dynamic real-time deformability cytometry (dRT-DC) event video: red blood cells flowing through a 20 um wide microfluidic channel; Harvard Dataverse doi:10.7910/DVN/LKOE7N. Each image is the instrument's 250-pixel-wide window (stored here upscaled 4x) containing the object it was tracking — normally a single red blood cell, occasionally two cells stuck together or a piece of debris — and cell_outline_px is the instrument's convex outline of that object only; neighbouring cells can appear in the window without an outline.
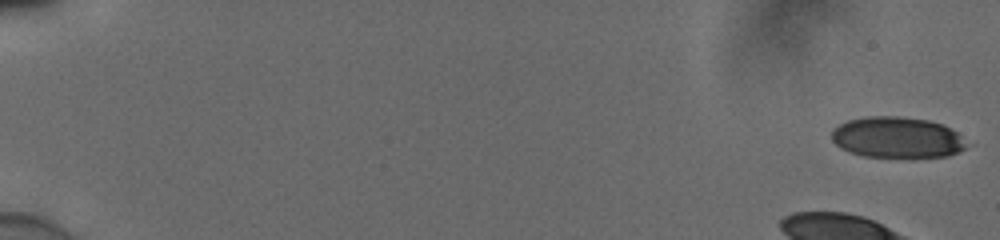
{"species": "human", "species_latin": "Homo sapiens", "temperature_condition": "cold", "stored_images_in_passage": 55, "camera_frame_rate_fps": 3000, "um_per_image_px": 0.085, "donor": {"sex": "male"}, "frame": {"image": 1, "passage_image": 1, "time_ms": 0.0, "image_size_px": [1000, 240], "cell_outline_px": [[976, 144], [968, 148], [948, 156], [864, 156], [840, 148], [832, 140], [832, 128], [848, 120], [864, 116], [896, 116], [928, 120], [940, 124], [956, 132]], "centroid_in_image_um": [76.32, 11.67], "position_along_channel_um": 8.7, "area_um2": 32.37}}
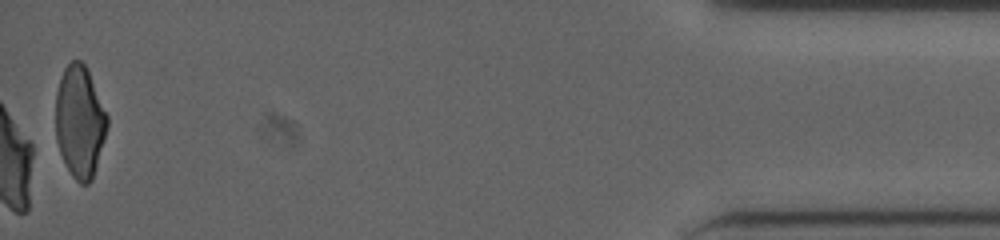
{"frame": {"image": 2, "passage_image": 55, "time_ms": 18.0, "image_size_px": [1000, 240], "cell_outline_px": [[108, 124], [104, 140], [92, 180], [88, 184], [80, 184], [72, 176], [60, 152], [56, 140], [56, 92], [60, 76], [64, 68], [72, 60], [80, 60], [88, 68], [108, 116]], "centroid_in_image_um": [6.78, 10.31], "position_along_channel_um": 428.4, "area_um2": 33.76}, "authors_computed_cell_mechanics": {"area_um2": 35.4892, "velocity_mm_per_s": 3.8703, "shape_relaxation_time_tau1_ms": 9.011, "shape_relaxation_time_tau2_ms": 3.2121, "deformation_change_tau1": 0.2599, "deformation_change_tau2": 0.1031}}